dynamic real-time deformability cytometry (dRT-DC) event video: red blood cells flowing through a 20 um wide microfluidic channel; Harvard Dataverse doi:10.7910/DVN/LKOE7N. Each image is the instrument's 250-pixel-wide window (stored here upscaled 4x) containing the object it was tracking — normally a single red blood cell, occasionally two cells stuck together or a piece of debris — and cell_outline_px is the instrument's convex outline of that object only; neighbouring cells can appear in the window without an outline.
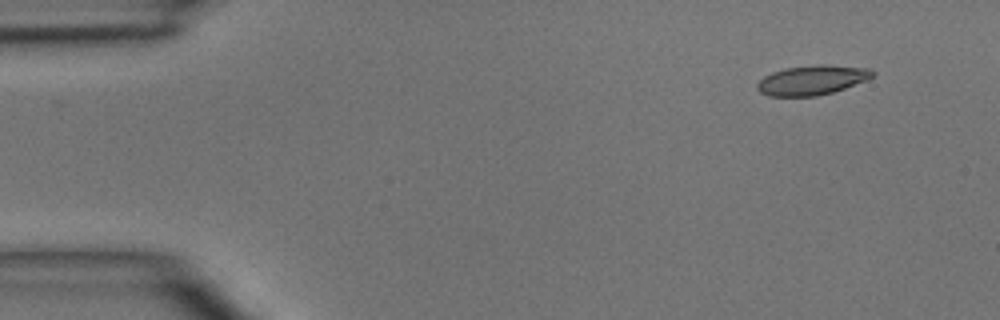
{"species": "common noctule bat (a hibernating species)", "species_latin": "Nyctalus noctula", "temperature_condition": "room temperature", "stored_images_in_passage": 2, "camera_frame_rate_fps": 3000, "um_per_image_px": 0.085, "animal": {"sex": "male", "body_mass_g": 15.6}, "frame": {"image": 1, "passage_image": 2, "time_ms": 1.333, "image_size_px": [1000, 320], "cell_outline_px": [[876, 72], [868, 80], [832, 92], [816, 96], [768, 96], [760, 92], [756, 88], [756, 84], [764, 76], [772, 72], [784, 68], [816, 64], [828, 64], [872, 68]], "centroid_in_image_um": [69.04, 6.79], "position_along_channel_um": 16.0, "area_um2": 20.17}}